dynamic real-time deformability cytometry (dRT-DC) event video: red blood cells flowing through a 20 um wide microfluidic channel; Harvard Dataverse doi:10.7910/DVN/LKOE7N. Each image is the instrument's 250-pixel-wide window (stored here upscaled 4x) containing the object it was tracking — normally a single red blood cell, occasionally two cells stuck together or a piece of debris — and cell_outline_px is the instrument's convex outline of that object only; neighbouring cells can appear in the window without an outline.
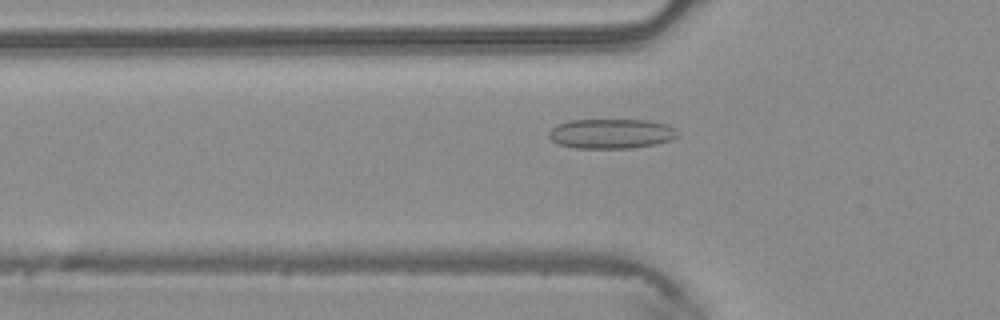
{"species": "common noctule bat (a hibernating species)", "species_latin": "Nyctalus noctula", "temperature_condition": "warm", "stored_images_in_passage": 45, "camera_frame_rate_fps": 3000, "um_per_image_px": 0.085, "animal": {"sex": "male", "body_mass_g": 20.4}, "frame": {"image": 1, "passage_image": 17, "time_ms": 5.333, "image_size_px": [1000, 320], "cell_outline_px": [[680, 136], [672, 140], [656, 144], [632, 148], [576, 148], [560, 144], [552, 140], [548, 136], [548, 132], [552, 128], [568, 120], [648, 120], [668, 124], [676, 128], [680, 132]], "centroid_in_image_um": [52.04, 11.36], "position_along_channel_um": 73.8, "area_um2": 22.54}}
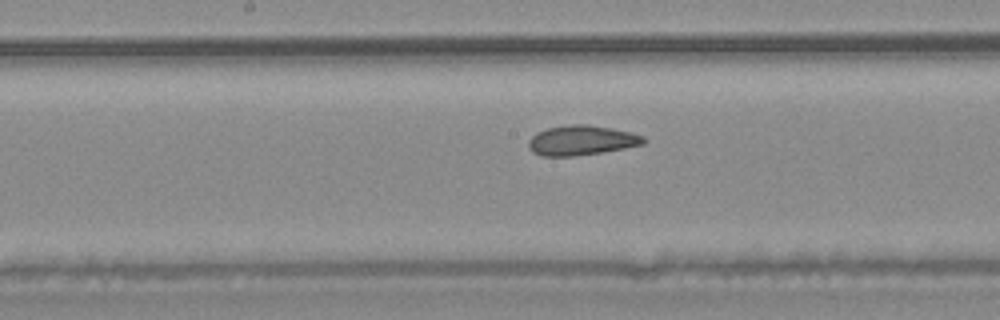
{"frame": {"image": 2, "passage_image": 26, "time_ms": 8.333, "image_size_px": [1000, 320], "cell_outline_px": [[648, 140], [644, 144], [624, 148], [600, 152], [572, 156], [540, 156], [532, 152], [528, 148], [528, 140], [536, 132], [548, 128], [568, 124], [588, 124], [612, 128], [632, 132], [644, 136]], "centroid_in_image_um": [49.42, 11.92], "position_along_channel_um": 198.8, "area_um2": 20.17}}
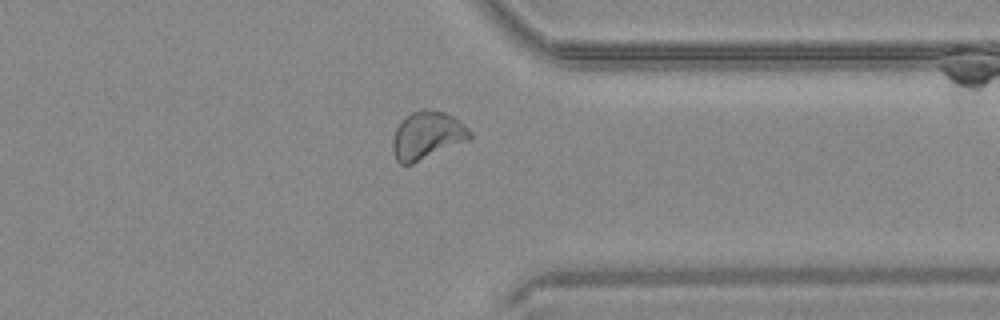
{"frame": {"image": 3, "passage_image": 39, "time_ms": 12.667, "image_size_px": [1000, 320], "cell_outline_px": [[472, 136], [468, 140], [412, 164], [400, 164], [396, 160], [392, 152], [392, 140], [396, 128], [412, 112], [424, 108], [444, 112], [460, 120], [472, 132]], "centroid_in_image_um": [36.3, 11.51], "position_along_channel_um": 375.1, "area_um2": 21.39}, "authors_computed_cell_mechanics": {"area_um2": 21.097, "velocity_mm_per_s": 4.1357, "shape_relaxation_time_tau1_ms": null, "shape_relaxation_time_tau2_ms": 1.8508, "deformation_change_tau1": null, "deformation_change_tau2": 0.075}}